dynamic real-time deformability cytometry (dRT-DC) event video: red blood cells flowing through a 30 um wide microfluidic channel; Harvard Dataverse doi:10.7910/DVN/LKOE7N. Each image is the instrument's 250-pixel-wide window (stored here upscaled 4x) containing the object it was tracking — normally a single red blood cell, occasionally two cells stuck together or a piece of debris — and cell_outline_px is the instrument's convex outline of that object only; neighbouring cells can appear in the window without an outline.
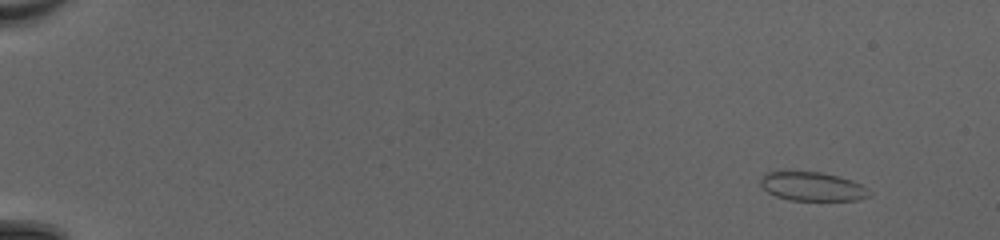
{"species": "common noctule bat (a hibernating species)", "species_latin": "Nyctalus noctula", "temperature_condition": "cold", "stored_images_in_passage": 53, "camera_frame_rate_fps": 3000, "um_per_image_px": 0.085, "animal": {"sex": "female", "body_mass_g": 20.0, "forearm_length_mm": 54.0}, "frame": {"image": 1, "passage_image": 6, "time_ms": 1.667, "image_size_px": [1000, 240], "cell_outline_px": [[872, 192], [868, 196], [860, 200], [788, 200], [776, 196], [768, 192], [760, 184], [760, 180], [768, 172], [820, 172], [840, 176], [852, 180], [868, 188]], "centroid_in_image_um": [69.1, 15.86], "position_along_channel_um": 15.9, "area_um2": 18.21}}
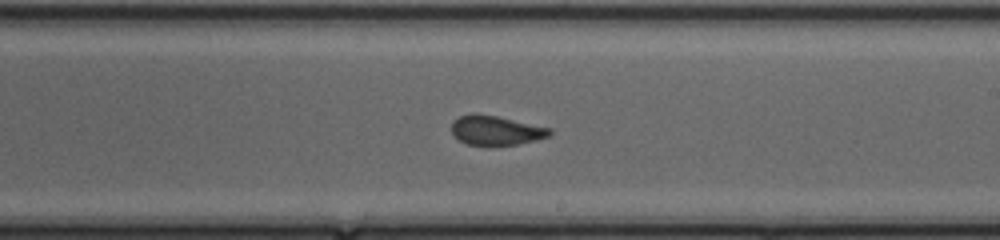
{"frame": {"image": 2, "passage_image": 34, "time_ms": 11.0, "image_size_px": [1000, 240], "cell_outline_px": [[552, 132], [548, 136], [536, 140], [516, 144], [488, 148], [468, 144], [460, 140], [452, 132], [452, 120], [460, 116], [476, 112], [496, 116], [552, 128]], "centroid_in_image_um": [42.14, 11.1], "position_along_channel_um": 246.9, "area_um2": 17.22}}
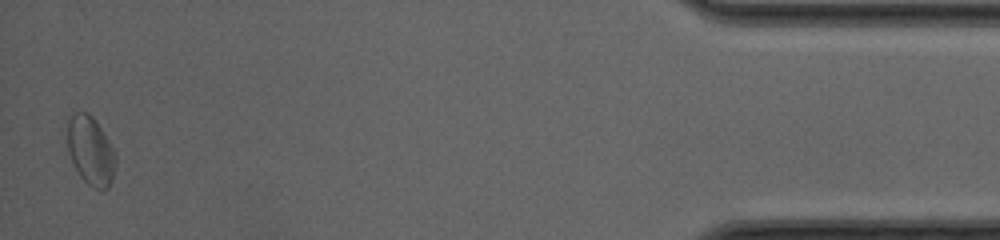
{"frame": {"image": 3, "passage_image": 52, "time_ms": 17.0, "image_size_px": [1000, 240], "cell_outline_px": [[116, 164], [112, 180], [108, 188], [96, 188], [88, 184], [80, 176], [68, 152], [68, 116], [72, 112], [88, 112], [92, 116], [108, 140], [116, 156]], "centroid_in_image_um": [7.69, 12.79], "position_along_channel_um": 427.5, "area_um2": 19.07}, "authors_computed_cell_mechanics": {"area_um2": 17.6868, "velocity_mm_per_s": 4.2172, "shape_relaxation_time_tau1_ms": null, "shape_relaxation_time_tau2_ms": 0.9674, "deformation_change_tau1": null, "deformation_change_tau2": 0.0525}}